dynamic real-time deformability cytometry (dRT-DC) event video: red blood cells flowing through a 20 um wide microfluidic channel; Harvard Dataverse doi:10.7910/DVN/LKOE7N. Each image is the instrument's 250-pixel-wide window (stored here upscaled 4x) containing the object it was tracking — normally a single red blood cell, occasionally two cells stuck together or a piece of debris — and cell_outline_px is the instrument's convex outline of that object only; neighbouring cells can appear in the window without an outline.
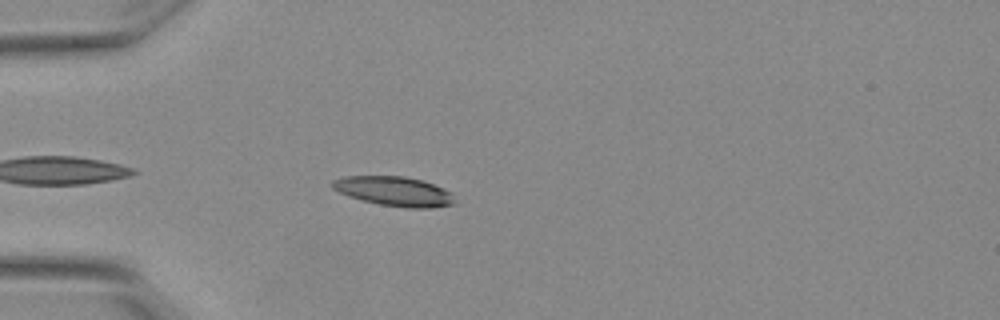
{"species": "Egyptian fruit bat (a non-hibernating species)", "species_latin": "Rousettus aegyptiacus", "temperature_condition": "warm", "stored_images_in_passage": 36, "camera_frame_rate_fps": 3000, "um_per_image_px": 0.085, "animal": {"sex": "female"}, "frame": {"image": 1, "passage_image": 4, "time_ms": 1.0, "image_size_px": [1000, 320], "cell_outline_px": [[456, 204], [432, 208], [408, 208], [380, 204], [348, 196], [332, 188], [332, 180], [344, 176], [404, 176], [420, 180], [432, 184], [452, 192]], "centroid_in_image_um": [33.53, 16.26], "position_along_channel_um": 51.5, "area_um2": 20.92}}
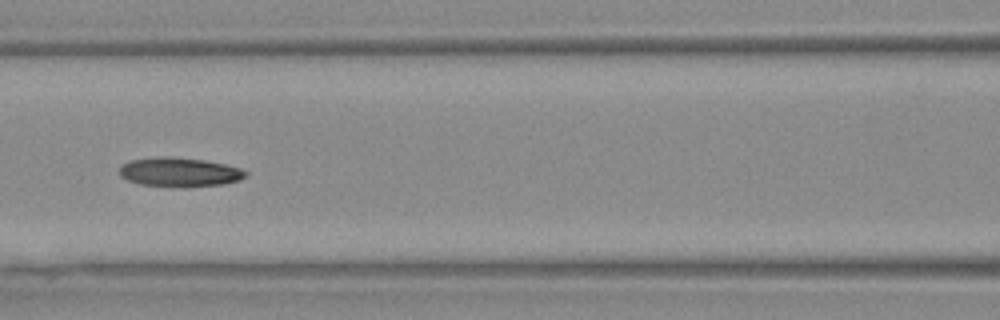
{"frame": {"image": 2, "passage_image": 13, "time_ms": 4.0, "image_size_px": [1000, 320], "cell_outline_px": [[248, 176], [240, 180], [224, 184], [184, 188], [140, 184], [128, 180], [120, 176], [120, 164], [132, 160], [156, 156], [172, 156], [204, 160], [224, 164], [240, 168], [248, 172]], "centroid_in_image_um": [15.27, 14.63], "position_along_channel_um": 151.3, "area_um2": 21.85}}
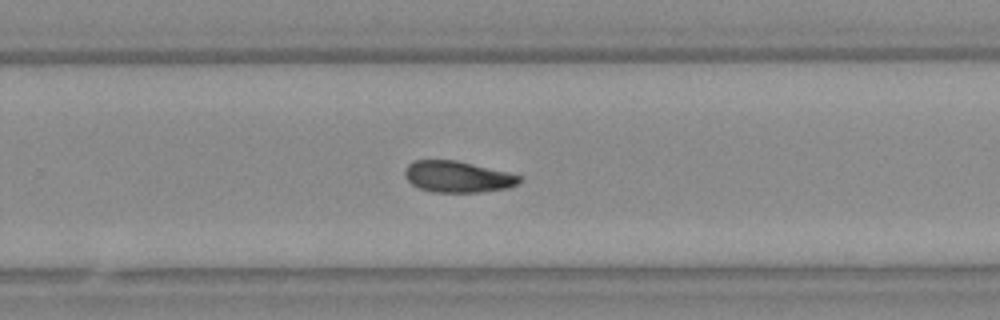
{"frame": {"image": 3, "passage_image": 24, "time_ms": 7.667, "image_size_px": [1000, 320], "cell_outline_px": [[524, 176], [516, 184], [508, 188], [480, 192], [432, 192], [420, 188], [412, 184], [404, 176], [404, 168], [408, 164], [416, 160], [456, 160], [508, 172]], "centroid_in_image_um": [38.89, 15.02], "position_along_channel_um": 290.9, "area_um2": 20.92}}